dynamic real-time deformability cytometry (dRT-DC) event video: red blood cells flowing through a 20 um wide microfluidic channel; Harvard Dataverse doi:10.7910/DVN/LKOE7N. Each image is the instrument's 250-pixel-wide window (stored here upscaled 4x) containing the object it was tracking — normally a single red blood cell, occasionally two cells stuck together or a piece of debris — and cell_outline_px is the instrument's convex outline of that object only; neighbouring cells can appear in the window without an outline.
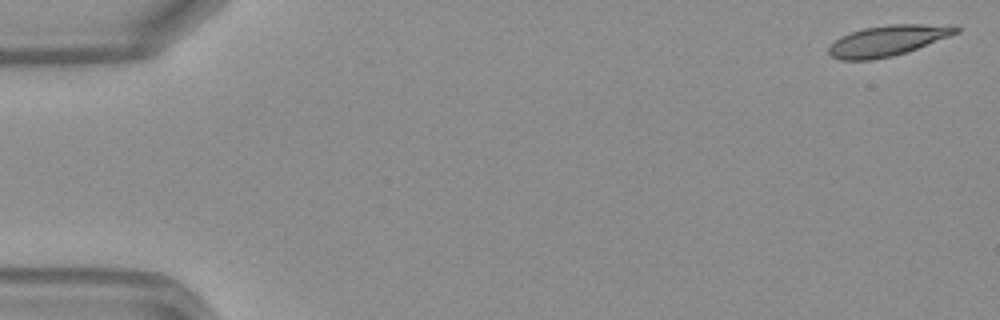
{"species": "Egyptian fruit bat (a non-hibernating species)", "species_latin": "Rousettus aegyptiacus", "temperature_condition": "warm", "stored_images_in_passage": 48, "camera_frame_rate_fps": 3000, "um_per_image_px": 0.085, "frame": {"image": 1, "passage_image": 1, "time_ms": 0.0, "image_size_px": [1000, 320], "cell_outline_px": [[960, 32], [916, 48], [892, 56], [872, 60], [840, 60], [832, 56], [828, 52], [828, 48], [840, 36], [864, 28], [888, 24], [956, 24], [960, 28]], "centroid_in_image_um": [75.48, 3.43], "position_along_channel_um": 9.5, "area_um2": 22.66}}
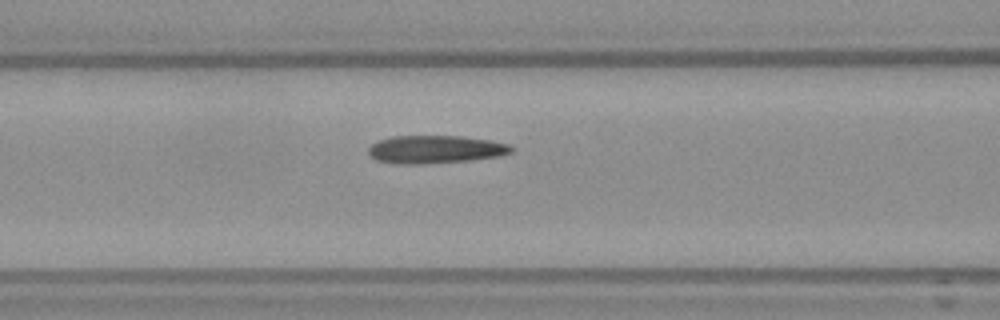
{"frame": {"image": 2, "passage_image": 20, "time_ms": 6.333, "image_size_px": [1000, 320], "cell_outline_px": [[516, 148], [512, 152], [500, 156], [468, 160], [420, 164], [396, 164], [376, 160], [368, 156], [368, 148], [372, 144], [380, 140], [392, 136], [460, 136], [492, 140], [508, 144]], "centroid_in_image_um": [37.0, 12.7], "position_along_channel_um": 129.6, "area_um2": 23.41}}
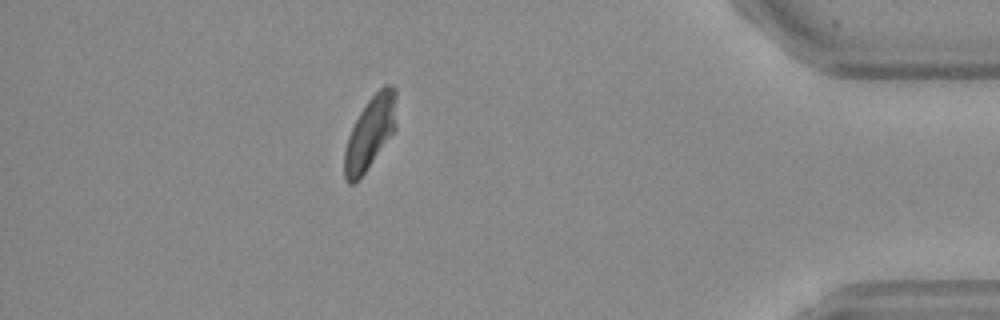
{"frame": {"image": 3, "passage_image": 43, "time_ms": 14.0, "image_size_px": [1000, 320], "cell_outline_px": [[396, 128], [364, 172], [352, 184], [348, 184], [344, 176], [344, 152], [348, 136], [360, 112], [368, 100], [384, 84], [388, 84], [396, 88]], "centroid_in_image_um": [31.47, 11.24], "position_along_channel_um": 403.7, "area_um2": 21.56}, "authors_computed_cell_mechanics": {"area_um2": 22.7154, "velocity_mm_per_s": 4.1435, "shape_relaxation_time_tau1_ms": null, "shape_relaxation_time_tau2_ms": 2.4431, "deformation_change_tau1": null, "deformation_change_tau2": 0.0733}}